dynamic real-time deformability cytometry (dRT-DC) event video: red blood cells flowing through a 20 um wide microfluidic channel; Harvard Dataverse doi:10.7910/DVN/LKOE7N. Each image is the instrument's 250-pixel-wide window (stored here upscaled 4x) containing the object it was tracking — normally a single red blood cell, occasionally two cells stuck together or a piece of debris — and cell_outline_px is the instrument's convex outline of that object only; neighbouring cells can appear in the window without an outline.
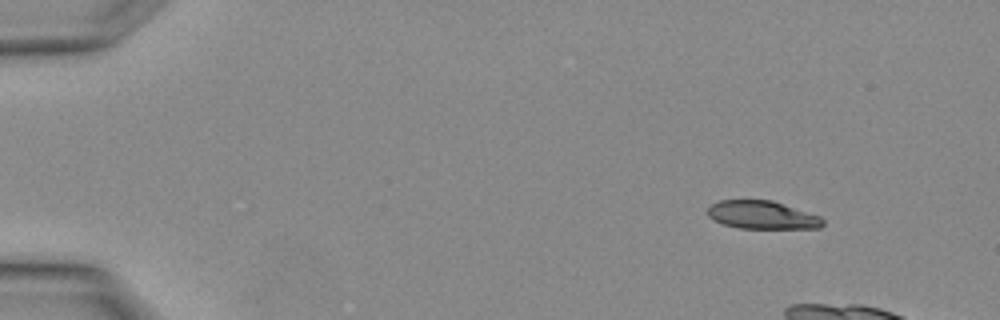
{"species": "Egyptian fruit bat (a non-hibernating species)", "species_latin": "Rousettus aegyptiacus", "temperature_condition": "warm", "stored_images_in_passage": 3, "camera_frame_rate_fps": 3000, "um_per_image_px": 0.085, "animal": {"sex": "female"}, "frame": {"image": 1, "passage_image": 1, "time_ms": 0.0, "image_size_px": [1000, 320], "cell_outline_px": [[824, 224], [820, 228], [740, 228], [724, 224], [708, 216], [708, 208], [712, 204], [720, 200], [772, 200], [820, 216], [824, 220]], "centroid_in_image_um": [64.81, 18.27], "position_along_channel_um": 20.2, "area_um2": 18.67}}